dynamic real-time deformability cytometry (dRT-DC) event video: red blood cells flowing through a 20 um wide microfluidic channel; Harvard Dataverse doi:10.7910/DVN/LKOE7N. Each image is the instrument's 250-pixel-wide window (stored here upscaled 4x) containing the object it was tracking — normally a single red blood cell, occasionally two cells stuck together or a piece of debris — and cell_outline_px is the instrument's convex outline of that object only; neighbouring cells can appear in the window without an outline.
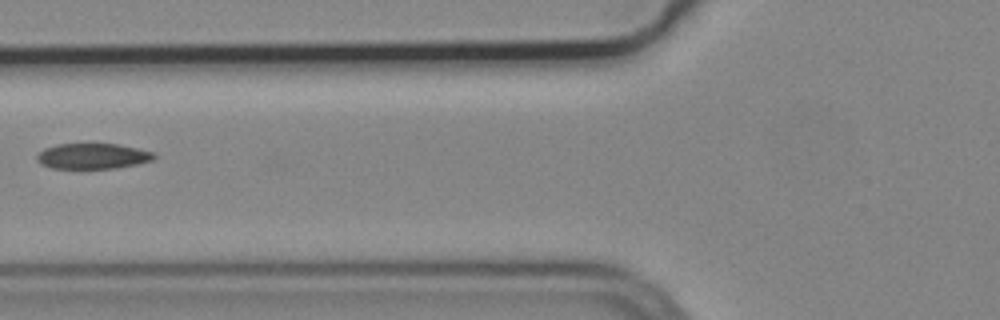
{"species": "common noctule bat (a hibernating species)", "species_latin": "Nyctalus noctula", "temperature_condition": "cold", "stored_images_in_passage": 3, "camera_frame_rate_fps": 3000, "um_per_image_px": 0.085, "animal": {"sex": "male", "body_mass_g": 19.2, "forearm_length_mm": 51.8}, "frame": {"image": 1, "passage_image": 3, "time_ms": 0.667, "image_size_px": [1000, 320], "cell_outline_px": [[156, 156], [152, 160], [136, 164], [116, 168], [52, 168], [40, 164], [36, 160], [36, 156], [44, 148], [56, 144], [120, 144], [156, 152]], "centroid_in_image_um": [7.89, 13.26], "position_along_channel_um": 117.9, "area_um2": 17.51}}